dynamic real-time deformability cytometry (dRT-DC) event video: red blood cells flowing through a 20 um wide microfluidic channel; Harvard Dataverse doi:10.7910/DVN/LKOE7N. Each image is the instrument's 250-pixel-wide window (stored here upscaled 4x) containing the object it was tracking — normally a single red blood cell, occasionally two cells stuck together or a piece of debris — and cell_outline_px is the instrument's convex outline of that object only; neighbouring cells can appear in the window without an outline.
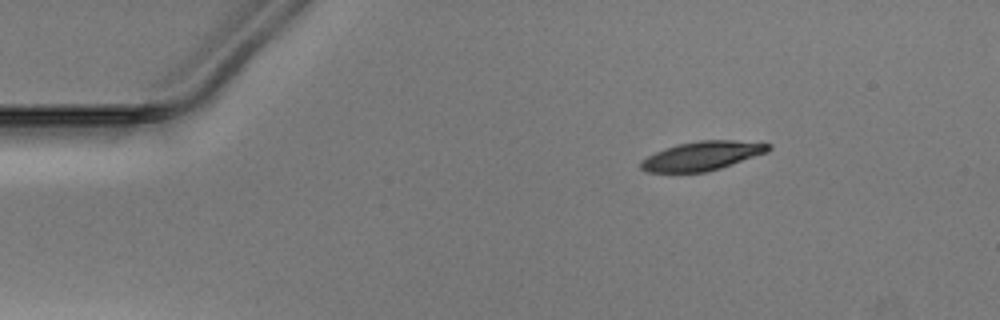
{"species": "Egyptian fruit bat (a non-hibernating species)", "species_latin": "Rousettus aegyptiacus", "temperature_condition": "warm", "stored_images_in_passage": 44, "camera_frame_rate_fps": 3000, "um_per_image_px": 0.085, "animal": {"sex": "male"}, "frame": {"image": 1, "passage_image": 1, "time_ms": 0.0, "image_size_px": [1000, 320], "cell_outline_px": [[772, 148], [768, 152], [720, 168], [704, 172], [644, 172], [640, 168], [640, 160], [664, 148], [676, 144], [700, 140], [732, 140], [772, 144]], "centroid_in_image_um": [59.66, 13.24], "position_along_channel_um": 25.3, "area_um2": 21.56}}
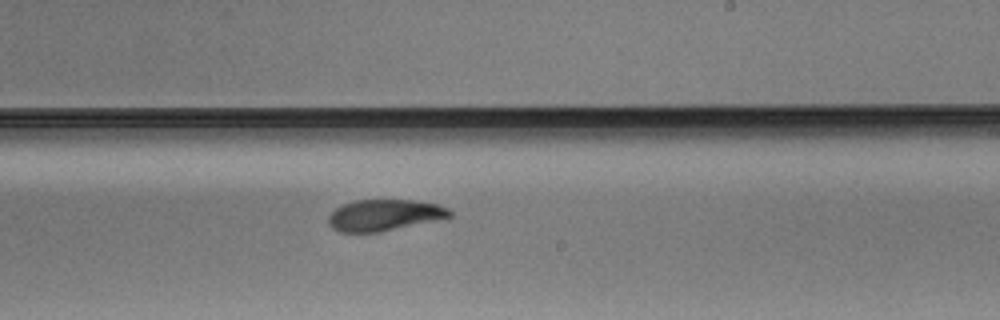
{"frame": {"image": 2, "passage_image": 24, "time_ms": 7.667, "image_size_px": [1000, 320], "cell_outline_px": [[452, 216], [448, 220], [380, 232], [340, 232], [332, 228], [328, 224], [328, 216], [336, 208], [344, 204], [356, 200], [412, 200], [436, 204], [448, 208], [452, 212]], "centroid_in_image_um": [32.76, 18.31], "position_along_channel_um": 256.2, "area_um2": 22.66}}
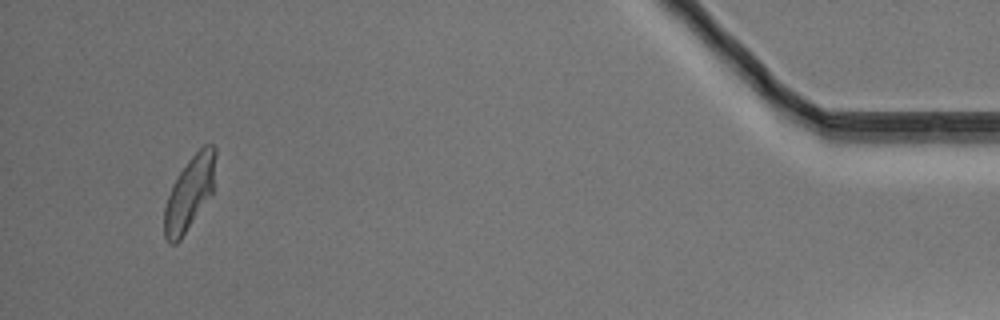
{"frame": {"image": 3, "passage_image": 42, "time_ms": 13.667, "image_size_px": [1000, 320], "cell_outline_px": [[216, 156], [212, 196], [180, 240], [176, 244], [172, 244], [164, 236], [164, 208], [172, 184], [188, 160], [204, 144], [212, 144], [216, 148]], "centroid_in_image_um": [16.13, 16.42], "position_along_channel_um": 419.1, "area_um2": 22.08}}